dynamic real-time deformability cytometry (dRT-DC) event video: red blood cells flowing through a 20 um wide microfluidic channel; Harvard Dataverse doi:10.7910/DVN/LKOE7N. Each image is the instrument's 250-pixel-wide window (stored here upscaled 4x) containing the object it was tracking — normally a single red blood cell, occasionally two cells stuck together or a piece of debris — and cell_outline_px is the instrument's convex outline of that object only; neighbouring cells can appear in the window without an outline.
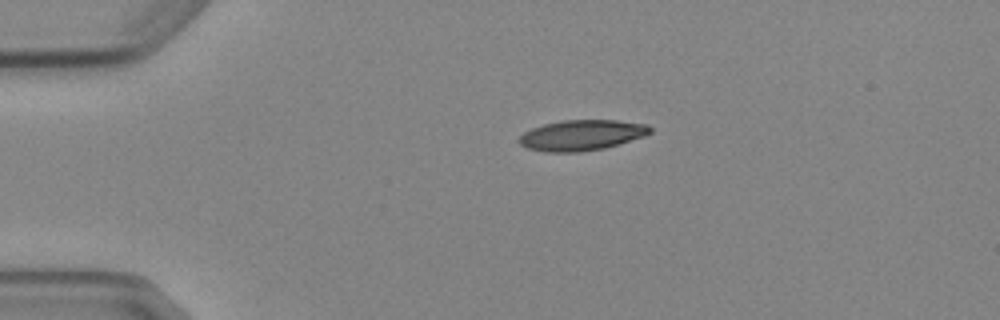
{"species": "Egyptian fruit bat (a non-hibernating species)", "species_latin": "Rousettus aegyptiacus", "temperature_condition": "cold", "stored_images_in_passage": 2, "camera_frame_rate_fps": 3000, "um_per_image_px": 0.085, "animal": {"sex": "female"}, "frame": {"image": 1, "passage_image": 1, "time_ms": 0.0, "image_size_px": [1000, 320], "cell_outline_px": [[652, 132], [644, 136], [604, 148], [580, 152], [544, 152], [528, 148], [520, 144], [516, 140], [524, 132], [532, 128], [544, 124], [560, 120], [616, 120], [648, 124], [652, 128]], "centroid_in_image_um": [49.43, 11.48], "position_along_channel_um": 35.6, "area_um2": 23.41}}